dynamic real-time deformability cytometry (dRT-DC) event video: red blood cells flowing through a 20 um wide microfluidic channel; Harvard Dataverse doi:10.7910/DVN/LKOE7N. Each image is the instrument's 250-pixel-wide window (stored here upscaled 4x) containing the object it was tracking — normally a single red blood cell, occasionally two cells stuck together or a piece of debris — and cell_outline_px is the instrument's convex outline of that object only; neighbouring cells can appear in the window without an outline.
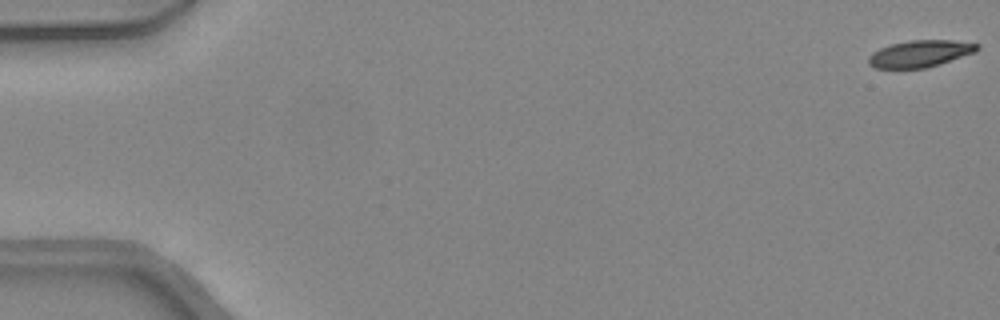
{"species": "common noctule bat (a hibernating species)", "species_latin": "Nyctalus noctula", "temperature_condition": "warm", "stored_images_in_passage": 48, "camera_frame_rate_fps": 3000, "um_per_image_px": 0.085, "animal": {"sex": "female", "body_mass_g": 24.6, "forearm_length_mm": 56.2}, "frame": {"image": 1, "passage_image": 1, "time_ms": 0.0, "image_size_px": [1000, 320], "cell_outline_px": [[980, 48], [976, 52], [940, 64], [924, 68], [876, 68], [868, 64], [868, 56], [872, 52], [880, 48], [892, 44], [908, 40], [952, 40], [980, 44]], "centroid_in_image_um": [78.22, 4.55], "position_along_channel_um": 6.8, "area_um2": 17.05}}
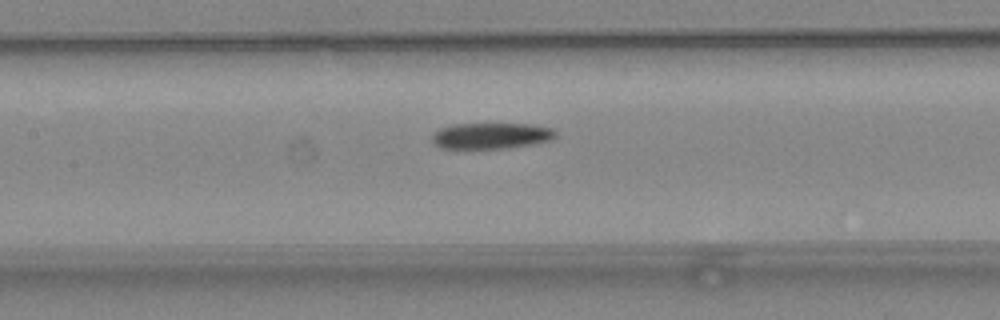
{"frame": {"image": 2, "passage_image": 23, "time_ms": 7.333, "image_size_px": [1000, 320], "cell_outline_px": [[556, 136], [552, 140], [532, 144], [504, 148], [440, 148], [432, 140], [432, 136], [440, 128], [456, 124], [532, 124], [552, 128], [556, 132]], "centroid_in_image_um": [41.79, 11.53], "position_along_channel_um": 165.6, "area_um2": 18.55}}
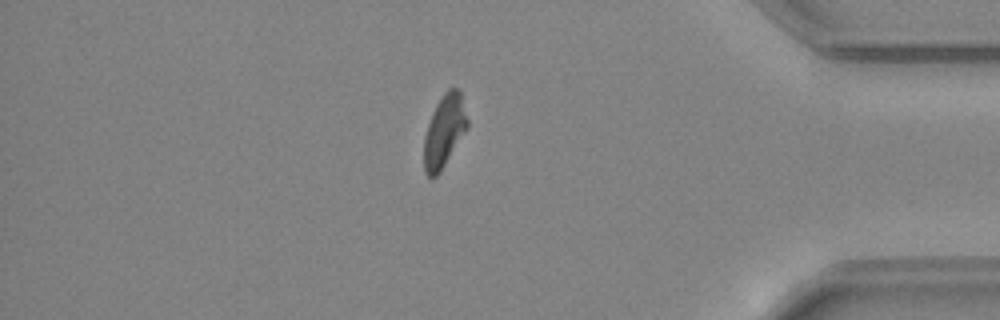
{"frame": {"image": 3, "passage_image": 41, "time_ms": 13.333, "image_size_px": [1000, 320], "cell_outline_px": [[468, 128], [440, 172], [432, 180], [424, 172], [424, 136], [432, 112], [436, 104], [444, 92], [448, 88], [456, 88], [460, 92], [468, 120]], "centroid_in_image_um": [37.75, 11.16], "position_along_channel_um": 397.4, "area_um2": 18.32}, "authors_computed_cell_mechanics": {"area_um2": 18.7272, "velocity_mm_per_s": 4.401, "shape_relaxation_time_tau1_ms": 5.4468, "shape_relaxation_time_tau2_ms": null, "deformation_change_tau1": 0.1622, "deformation_change_tau2": null}}